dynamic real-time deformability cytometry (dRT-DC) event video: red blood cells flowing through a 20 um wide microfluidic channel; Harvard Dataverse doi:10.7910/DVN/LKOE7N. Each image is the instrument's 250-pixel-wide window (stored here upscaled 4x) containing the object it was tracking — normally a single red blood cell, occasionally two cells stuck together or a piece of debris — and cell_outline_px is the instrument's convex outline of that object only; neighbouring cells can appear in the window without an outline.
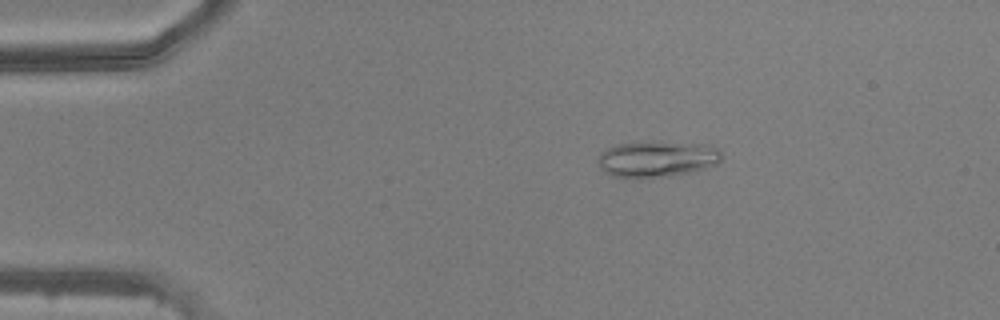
{"species": "common noctule bat (a hibernating species)", "species_latin": "Nyctalus noctula", "temperature_condition": "warm", "stored_images_in_passage": 40, "camera_frame_rate_fps": 3000, "um_per_image_px": 0.085, "animal": {"sex": "male", "body_mass_g": 20.5, "forearm_length_mm": 52.5}, "frame": {"image": 1, "passage_image": 4, "time_ms": 1.0, "image_size_px": [1000, 320], "cell_outline_px": [[720, 164], [708, 168], [692, 172], [668, 176], [612, 176], [604, 172], [600, 168], [596, 160], [600, 152], [616, 144], [652, 140], [708, 144], [716, 148], [720, 152]], "centroid_in_image_um": [55.86, 13.47], "position_along_channel_um": 29.1, "area_um2": 26.36}}
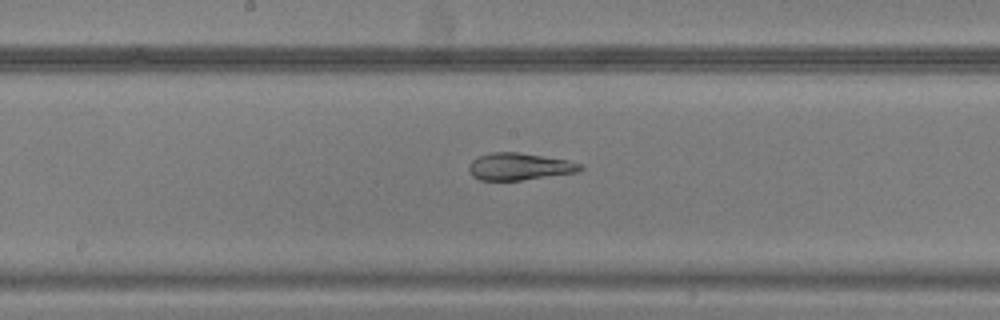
{"frame": {"image": 2, "passage_image": 21, "time_ms": 6.667, "image_size_px": [1000, 320], "cell_outline_px": [[584, 168], [576, 172], [520, 180], [480, 180], [472, 176], [468, 168], [468, 164], [472, 160], [480, 156], [492, 152], [520, 152], [568, 160], [584, 164]], "centroid_in_image_um": [44.15, 14.15], "position_along_channel_um": 204.1, "area_um2": 17.57}}
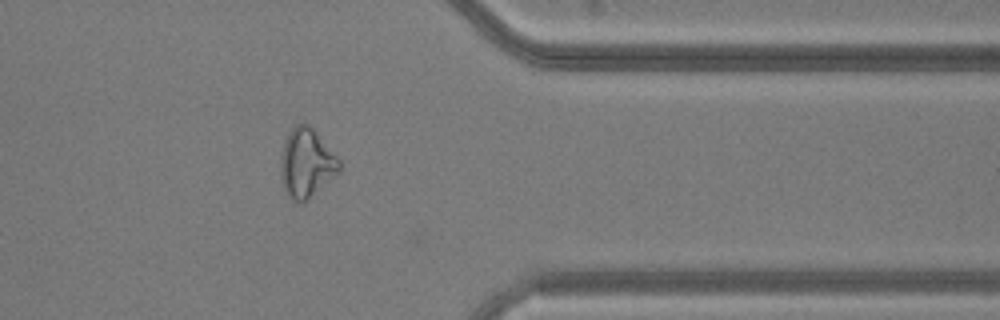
{"frame": {"image": 3, "passage_image": 35, "time_ms": 11.333, "image_size_px": [1000, 320], "cell_outline_px": [[340, 172], [300, 204], [292, 200], [284, 188], [280, 176], [280, 156], [284, 140], [292, 128], [296, 124], [308, 124], [312, 128], [340, 160]], "centroid_in_image_um": [26.02, 13.86], "position_along_channel_um": 385.4, "area_um2": 23.29}}